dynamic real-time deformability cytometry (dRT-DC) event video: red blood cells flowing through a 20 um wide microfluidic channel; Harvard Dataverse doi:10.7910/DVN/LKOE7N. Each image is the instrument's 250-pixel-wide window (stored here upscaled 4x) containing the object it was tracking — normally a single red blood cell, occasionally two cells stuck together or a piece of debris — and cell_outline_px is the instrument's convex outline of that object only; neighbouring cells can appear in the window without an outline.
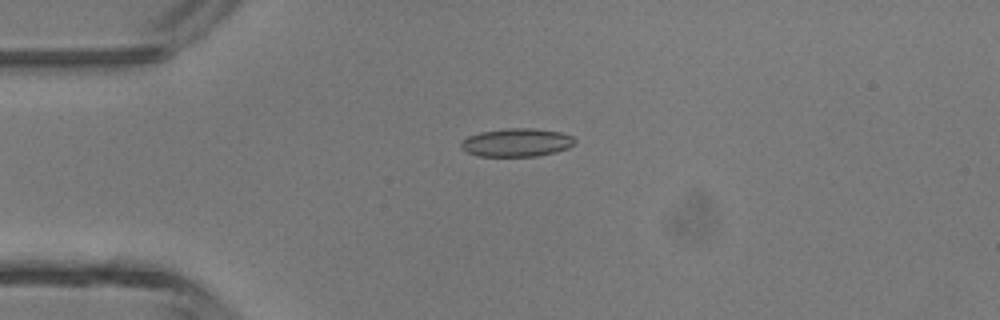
{"species": "common noctule bat (a hibernating species)", "species_latin": "Nyctalus noctula", "temperature_condition": "room temperature", "stored_images_in_passage": 47, "camera_frame_rate_fps": 3000, "um_per_image_px": 0.085, "animal": {"sex": "male", "body_mass_g": 13.3}, "frame": {"image": 1, "passage_image": 12, "time_ms": 3.667, "image_size_px": [1000, 320], "cell_outline_px": [[576, 144], [568, 148], [556, 152], [536, 156], [476, 156], [460, 148], [460, 144], [468, 136], [480, 132], [508, 128], [536, 128], [560, 132], [572, 136], [576, 140]], "centroid_in_image_um": [43.94, 12.11], "position_along_channel_um": 41.1, "area_um2": 18.84}}
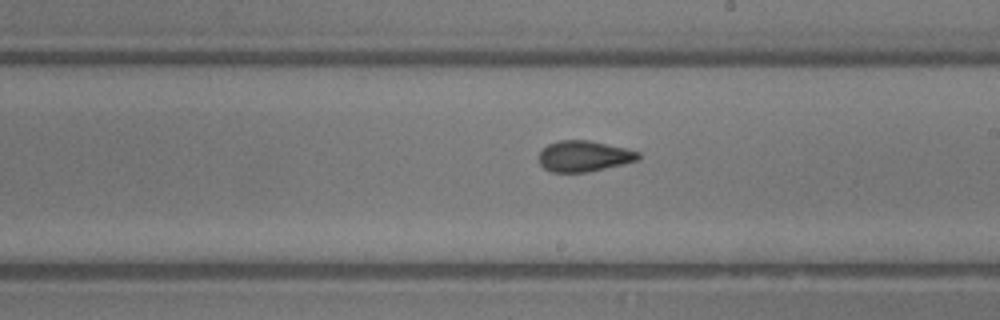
{"frame": {"image": 2, "passage_image": 27, "time_ms": 8.667, "image_size_px": [1000, 320], "cell_outline_px": [[640, 160], [624, 164], [588, 172], [552, 172], [544, 168], [540, 164], [540, 152], [548, 144], [560, 140], [588, 140], [624, 148], [640, 152]], "centroid_in_image_um": [49.66, 13.28], "position_along_channel_um": 239.3, "area_um2": 17.8}}
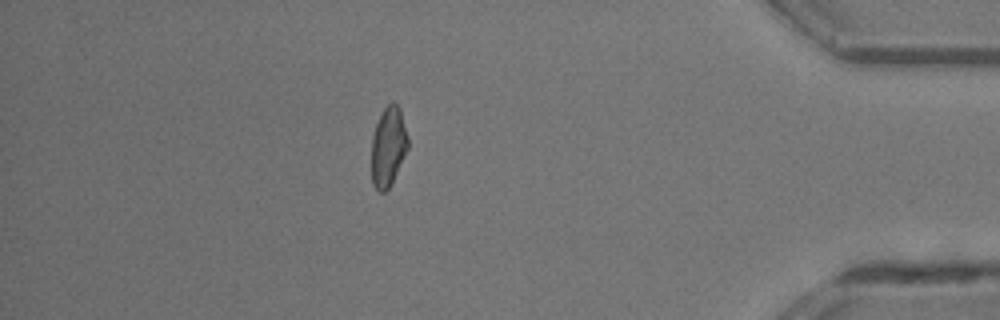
{"frame": {"image": 3, "passage_image": 41, "time_ms": 13.333, "image_size_px": [1000, 320], "cell_outline_px": [[408, 148], [388, 188], [384, 192], [380, 192], [372, 184], [372, 136], [376, 124], [384, 108], [392, 100], [400, 108], [408, 136]], "centroid_in_image_um": [33.0, 12.43], "position_along_channel_um": 402.2, "area_um2": 16.65}, "authors_computed_cell_mechanics": {"area_um2": 18.207, "velocity_mm_per_s": 4.4603, "shape_relaxation_time_tau1_ms": 7.0792, "shape_relaxation_time_tau2_ms": 1.223, "deformation_change_tau1": 0.1784, "deformation_change_tau2": 0.0811}}